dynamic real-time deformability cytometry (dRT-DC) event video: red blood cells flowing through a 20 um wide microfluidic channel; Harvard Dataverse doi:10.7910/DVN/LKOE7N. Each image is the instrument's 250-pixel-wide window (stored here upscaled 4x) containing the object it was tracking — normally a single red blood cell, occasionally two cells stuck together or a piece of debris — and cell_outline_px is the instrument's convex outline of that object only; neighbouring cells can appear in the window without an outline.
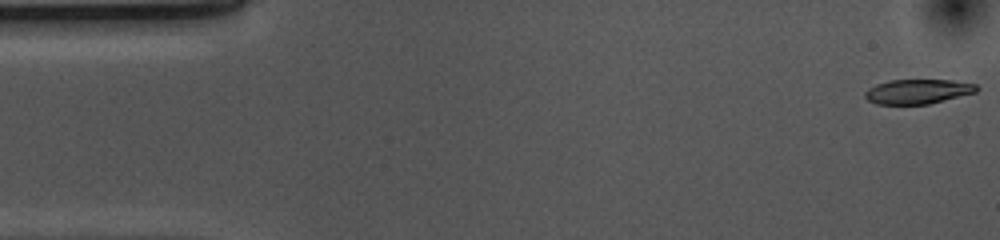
{"species": "common noctule bat (a hibernating species)", "species_latin": "Nyctalus noctula", "temperature_condition": "cold", "stored_images_in_passage": 53, "camera_frame_rate_fps": 3000, "um_per_image_px": 0.085, "animal": {"sex": "female", "body_mass_g": 10.0, "forearm_length_mm": 53.1}, "frame": {"image": 1, "passage_image": 1, "time_ms": 0.0, "image_size_px": [1000, 240], "cell_outline_px": [[980, 88], [976, 92], [928, 104], [876, 104], [868, 100], [864, 96], [864, 92], [868, 88], [876, 84], [888, 80], [952, 80], [976, 84]], "centroid_in_image_um": [77.99, 7.77], "position_along_channel_um": 7.0, "area_um2": 16.01}}
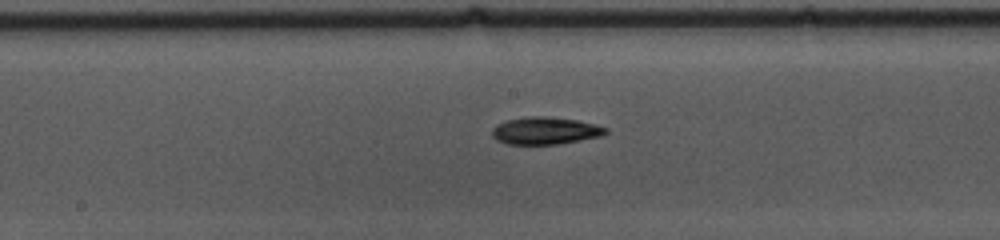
{"frame": {"image": 2, "passage_image": 26, "time_ms": 8.333, "image_size_px": [1000, 240], "cell_outline_px": [[608, 132], [600, 136], [580, 140], [556, 144], [508, 144], [496, 140], [492, 136], [492, 128], [496, 124], [508, 120], [528, 116], [548, 116], [576, 120], [596, 124], [608, 128]], "centroid_in_image_um": [46.33, 11.1], "position_along_channel_um": 201.9, "area_um2": 18.09}}
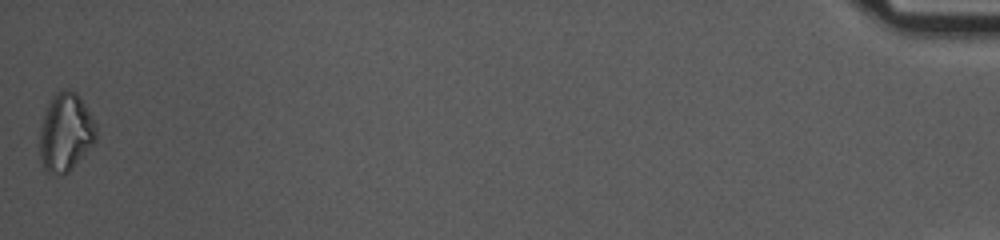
{"frame": {"image": 3, "passage_image": 53, "time_ms": 17.333, "image_size_px": [1000, 240], "cell_outline_px": [[96, 140], [72, 168], [68, 172], [48, 172], [44, 168], [40, 160], [40, 128], [48, 104], [52, 96], [56, 92], [64, 88], [68, 88], [76, 92], [92, 116], [96, 124]], "centroid_in_image_um": [5.58, 11.2], "position_along_channel_um": 429.6, "area_um2": 25.37}, "authors_computed_cell_mechanics": {"area_um2": 17.8024, "velocity_mm_per_s": 3.6747, "shape_relaxation_time_tau1_ms": 3.0042, "shape_relaxation_time_tau2_ms": null, "deformation_change_tau1": 0.1052, "deformation_change_tau2": null}}